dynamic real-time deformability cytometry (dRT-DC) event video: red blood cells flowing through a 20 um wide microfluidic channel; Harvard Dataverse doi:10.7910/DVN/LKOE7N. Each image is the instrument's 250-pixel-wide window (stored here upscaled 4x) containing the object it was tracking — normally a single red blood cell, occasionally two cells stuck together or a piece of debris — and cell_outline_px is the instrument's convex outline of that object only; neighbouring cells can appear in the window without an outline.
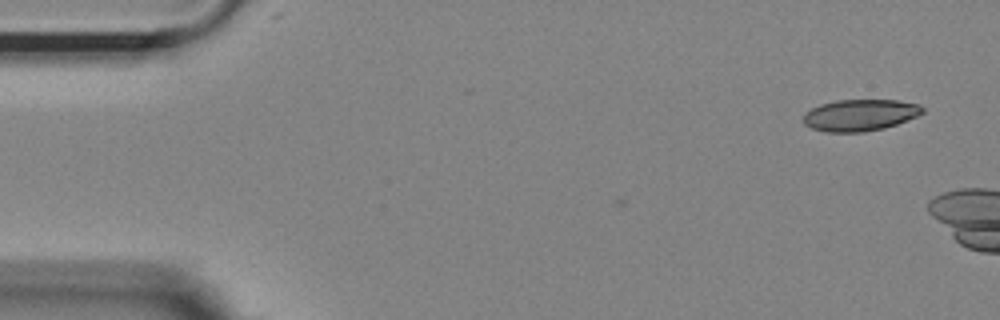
{"species": "Egyptian fruit bat (a non-hibernating species)", "species_latin": "Rousettus aegyptiacus", "temperature_condition": "room temperature", "stored_images_in_passage": 8, "camera_frame_rate_fps": 3000, "um_per_image_px": 0.085, "animal": {"sex": "female"}, "frame": {"image": 1, "passage_image": 8, "time_ms": 2.333, "image_size_px": [1000, 320], "cell_outline_px": [[924, 112], [916, 116], [896, 124], [884, 128], [864, 132], [828, 132], [812, 128], [804, 124], [804, 116], [812, 108], [820, 104], [836, 100], [896, 100], [920, 104], [924, 108]], "centroid_in_image_um": [73.12, 9.78], "position_along_channel_um": 11.9, "area_um2": 21.79}}